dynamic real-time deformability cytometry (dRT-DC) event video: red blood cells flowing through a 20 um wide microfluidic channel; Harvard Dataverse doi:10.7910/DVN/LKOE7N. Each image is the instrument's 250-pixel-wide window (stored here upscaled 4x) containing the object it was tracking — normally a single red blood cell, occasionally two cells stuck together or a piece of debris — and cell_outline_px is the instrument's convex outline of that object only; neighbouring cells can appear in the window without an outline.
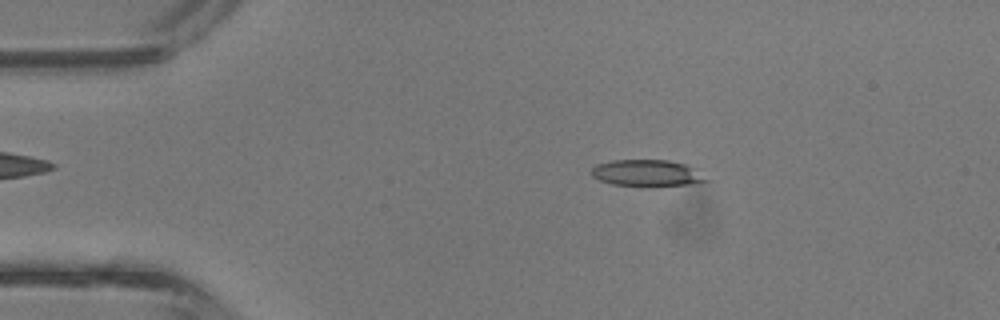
{"species": "common noctule bat (a hibernating species)", "species_latin": "Nyctalus noctula", "temperature_condition": "room temperature", "stored_images_in_passage": 3, "camera_frame_rate_fps": 3000, "um_per_image_px": 0.085, "animal": {"sex": "male", "body_mass_g": 13.3}, "frame": {"image": 1, "passage_image": 2, "time_ms": 0.333, "image_size_px": [1000, 320], "cell_outline_px": [[712, 180], [700, 184], [612, 184], [600, 180], [592, 176], [592, 168], [596, 164], [612, 160], [668, 160], [688, 164]], "centroid_in_image_um": [55.06, 14.67], "position_along_channel_um": 29.9, "area_um2": 17.34}}